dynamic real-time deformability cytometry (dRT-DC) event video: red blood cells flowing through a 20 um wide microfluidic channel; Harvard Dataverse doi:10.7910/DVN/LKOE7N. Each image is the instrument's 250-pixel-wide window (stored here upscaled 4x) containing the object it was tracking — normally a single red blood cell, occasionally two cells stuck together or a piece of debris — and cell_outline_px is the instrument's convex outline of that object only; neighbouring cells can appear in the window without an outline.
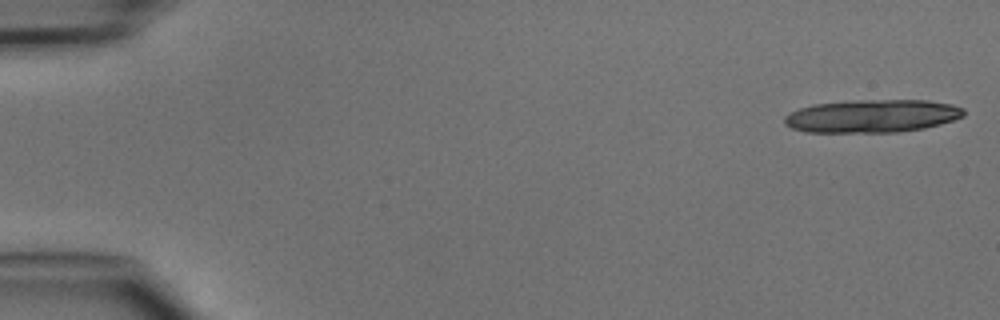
{"species": "common noctule bat (a hibernating species)", "species_latin": "Nyctalus noctula", "temperature_condition": "cold", "stored_images_in_passage": 7, "camera_frame_rate_fps": 3000, "um_per_image_px": 0.085, "animal": {"sex": "male", "body_mass_g": 15.6}, "frame": {"image": 1, "passage_image": 1, "time_ms": 0.0, "image_size_px": [1000, 320], "cell_outline_px": [[964, 116], [940, 124], [924, 128], [896, 132], [808, 132], [792, 128], [784, 124], [784, 116], [800, 108], [812, 104], [860, 100], [928, 100], [952, 104], [964, 108]], "centroid_in_image_um": [74.14, 9.86], "position_along_channel_um": 10.9, "area_um2": 34.39}}
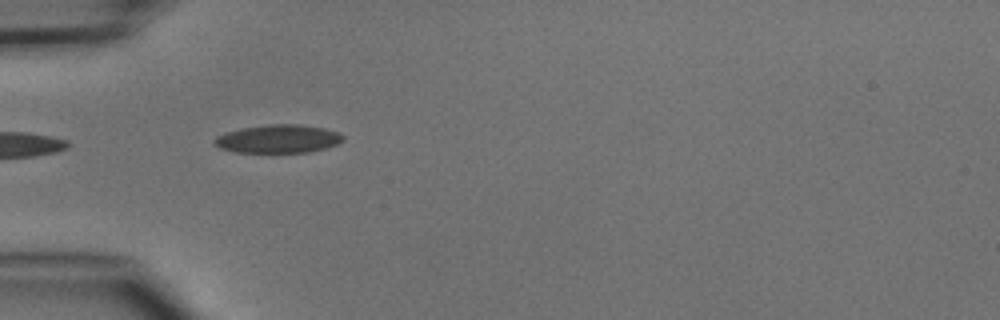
{"frame": {"image": 2, "passage_image": 5, "time_ms": 4.667, "image_size_px": [1000, 320], "cell_outline_px": [[344, 140], [336, 144], [324, 148], [308, 152], [236, 152], [220, 148], [212, 144], [212, 140], [216, 136], [224, 132], [244, 128], [268, 124], [296, 124], [324, 128], [340, 132], [344, 136]], "centroid_in_image_um": [23.62, 11.8], "position_along_channel_um": 61.4, "area_um2": 21.21}}